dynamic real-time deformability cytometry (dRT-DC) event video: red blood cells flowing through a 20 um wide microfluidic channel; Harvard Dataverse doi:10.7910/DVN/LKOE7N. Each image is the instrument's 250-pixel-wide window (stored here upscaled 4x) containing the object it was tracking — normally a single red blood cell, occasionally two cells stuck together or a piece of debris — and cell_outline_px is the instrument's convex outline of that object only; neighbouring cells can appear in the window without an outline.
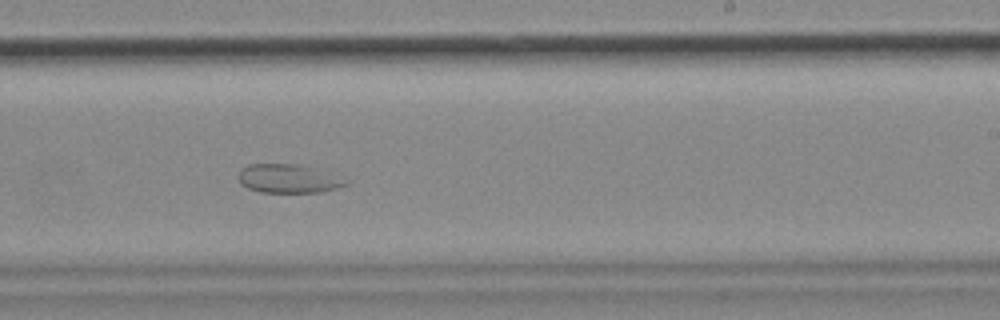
{"species": "common noctule bat (a hibernating species)", "species_latin": "Nyctalus noctula", "temperature_condition": "cold", "stored_images_in_passage": 51, "segment_of_instrument_passage": [2, 2], "camera_frame_rate_fps": 3000, "um_per_image_px": 0.085, "animal": {"sex": "female", "body_mass_g": 18.4}, "frame": {"image": 1, "passage_image": 29, "time_ms": 9.333, "image_size_px": [1000, 320], "cell_outline_px": [[348, 184], [336, 188], [320, 192], [260, 192], [248, 188], [240, 184], [240, 172], [248, 164], [296, 164], [308, 168]], "centroid_in_image_um": [24.32, 15.21], "position_along_channel_um": 264.7, "area_um2": 16.7}}
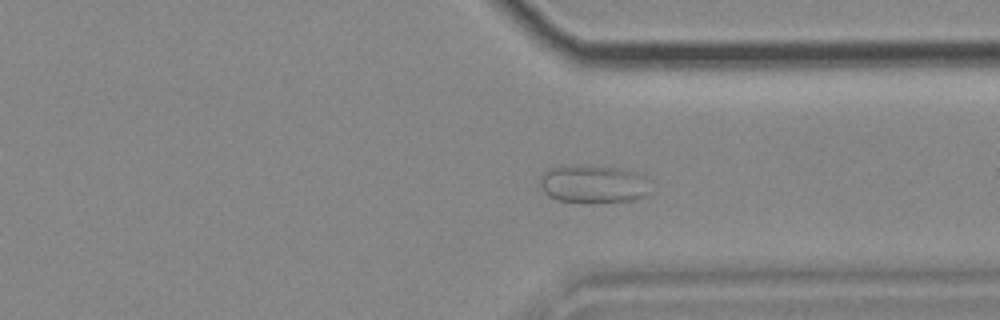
{"frame": {"image": 2, "passage_image": 37, "time_ms": 12.0, "image_size_px": [1000, 320], "cell_outline_px": [[648, 192], [644, 196], [632, 200], [556, 200], [548, 196], [536, 184], [540, 176], [544, 172], [552, 168], [580, 164], [616, 168], [636, 172], [648, 176]], "centroid_in_image_um": [50.39, 15.59], "position_along_channel_um": 361.0, "area_um2": 24.04}}